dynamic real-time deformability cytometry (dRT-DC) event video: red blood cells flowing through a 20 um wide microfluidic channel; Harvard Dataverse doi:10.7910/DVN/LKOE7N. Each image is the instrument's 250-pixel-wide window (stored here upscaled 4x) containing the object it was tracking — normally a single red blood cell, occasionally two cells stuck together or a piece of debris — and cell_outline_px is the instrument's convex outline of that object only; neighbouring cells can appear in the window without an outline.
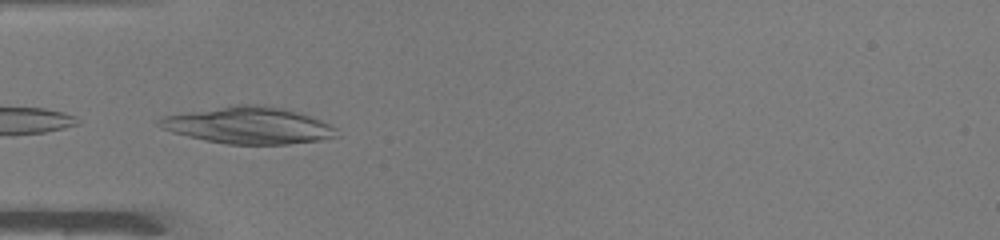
{"species": "common noctule bat (a hibernating species)", "species_latin": "Nyctalus noctula", "temperature_condition": "warm", "stored_images_in_passage": 9, "camera_frame_rate_fps": 3000, "um_per_image_px": 0.085, "animal": {"sex": "male", "body_mass_g": 19.0, "forearm_length_mm": 50.8}, "frame": {"image": 1, "passage_image": 2, "time_ms": 0.333, "image_size_px": [1000, 240], "cell_outline_px": [[336, 136], [320, 140], [288, 144], [228, 144], [204, 140], [172, 132], [160, 128], [156, 124], [156, 120], [164, 116], [236, 104], [252, 104], [284, 108], [320, 120], [336, 128]], "centroid_in_image_um": [21.07, 10.66], "position_along_channel_um": 63.9, "area_um2": 37.63}}